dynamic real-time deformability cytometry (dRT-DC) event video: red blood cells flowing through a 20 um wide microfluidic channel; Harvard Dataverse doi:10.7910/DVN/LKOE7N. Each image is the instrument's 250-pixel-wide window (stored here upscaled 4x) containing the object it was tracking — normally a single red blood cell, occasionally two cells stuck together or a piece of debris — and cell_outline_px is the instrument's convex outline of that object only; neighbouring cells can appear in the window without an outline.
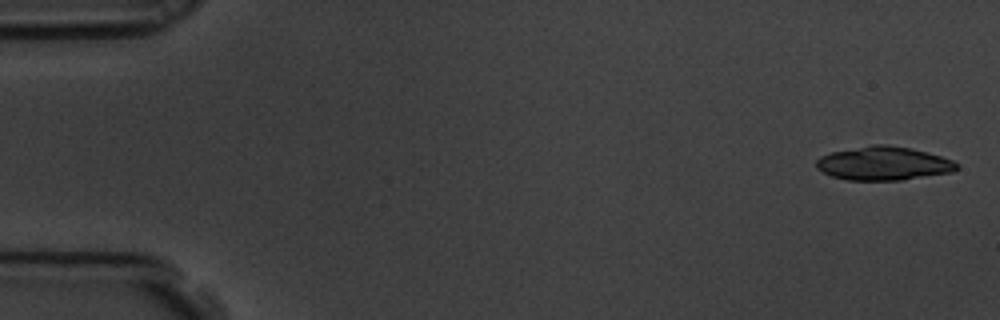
{"species": "common noctule bat (a hibernating species)", "species_latin": "Nyctalus noctula", "temperature_condition": "room temperature", "stored_images_in_passage": 8, "segment_of_instrument_passage": [1, 2], "camera_frame_rate_fps": 3000, "um_per_image_px": 0.085, "animal": {"sex": "male", "body_mass_g": 19.5, "forearm_length_mm": 54.6}, "frame": {"image": 1, "passage_image": 1, "time_ms": 0.0, "image_size_px": [1000, 320], "cell_outline_px": [[960, 168], [952, 172], [900, 180], [848, 180], [832, 176], [816, 168], [816, 160], [820, 156], [832, 152], [872, 144], [888, 144], [912, 148], [928, 152], [952, 160], [960, 164]], "centroid_in_image_um": [75.12, 13.88], "position_along_channel_um": 9.9, "area_um2": 27.63}}